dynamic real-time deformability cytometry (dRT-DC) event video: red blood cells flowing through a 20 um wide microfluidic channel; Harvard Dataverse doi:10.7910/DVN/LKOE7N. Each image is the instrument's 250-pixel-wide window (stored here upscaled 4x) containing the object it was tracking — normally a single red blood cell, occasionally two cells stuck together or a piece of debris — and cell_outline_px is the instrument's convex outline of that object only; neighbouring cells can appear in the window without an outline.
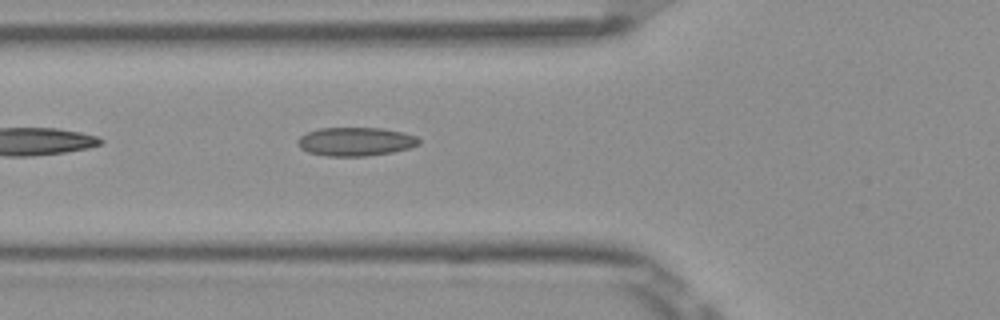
{"species": "Egyptian fruit bat (a non-hibernating species)", "species_latin": "Rousettus aegyptiacus", "temperature_condition": "room temperature", "stored_images_in_passage": 5, "camera_frame_rate_fps": 3000, "um_per_image_px": 0.085, "frame": {"image": 1, "passage_image": 5, "time_ms": 1.333, "image_size_px": [1000, 320], "cell_outline_px": [[420, 144], [408, 148], [392, 152], [364, 156], [328, 156], [308, 152], [300, 148], [296, 144], [300, 136], [308, 132], [320, 128], [384, 128], [404, 132], [416, 136], [420, 140]], "centroid_in_image_um": [30.23, 12.03], "position_along_channel_um": 95.6, "area_um2": 20.23}}